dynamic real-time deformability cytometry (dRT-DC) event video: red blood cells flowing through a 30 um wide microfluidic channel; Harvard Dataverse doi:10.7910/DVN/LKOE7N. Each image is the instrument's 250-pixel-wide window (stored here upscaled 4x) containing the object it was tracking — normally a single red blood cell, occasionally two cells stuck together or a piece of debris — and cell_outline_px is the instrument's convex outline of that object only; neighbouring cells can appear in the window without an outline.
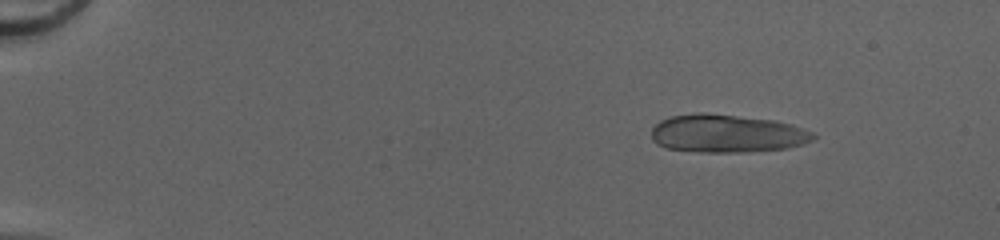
{"species": "common noctule bat (a hibernating species)", "species_latin": "Nyctalus noctula", "temperature_condition": "cold", "stored_images_in_passage": 51, "camera_frame_rate_fps": 3000, "um_per_image_px": 0.085, "animal": {"sex": "female", "body_mass_g": 20.0, "forearm_length_mm": 54.0}, "frame": {"image": 1, "passage_image": 7, "time_ms": 2.0, "image_size_px": [1000, 240], "cell_outline_px": [[816, 136], [812, 140], [804, 144], [788, 148], [748, 152], [700, 152], [664, 148], [656, 144], [652, 140], [652, 128], [660, 120], [672, 116], [696, 112], [704, 112], [772, 120], [792, 124], [812, 132]], "centroid_in_image_um": [61.77, 11.35], "position_along_channel_um": 23.2, "area_um2": 36.07}}
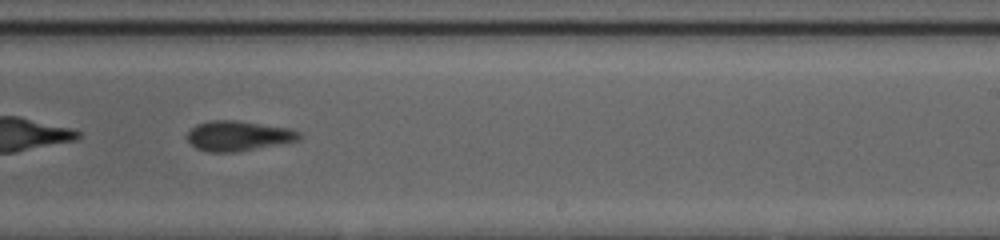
{"frame": {"image": 2, "passage_image": 34, "time_ms": 11.0, "image_size_px": [1000, 240], "cell_outline_px": [[304, 136], [300, 140], [280, 144], [236, 152], [208, 152], [196, 148], [188, 140], [188, 132], [196, 124], [208, 120], [236, 120], [292, 128], [300, 132]], "centroid_in_image_um": [20.3, 11.54], "position_along_channel_um": 268.7, "area_um2": 19.83}}
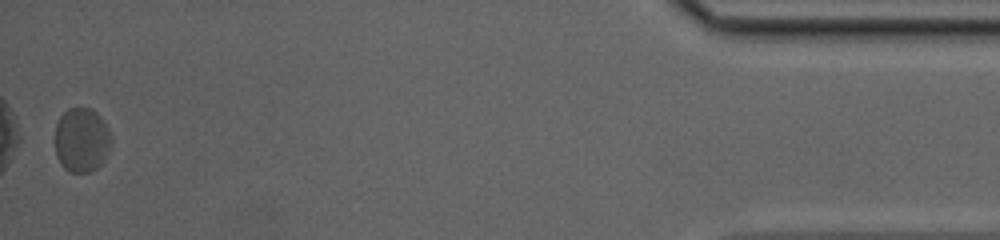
{"frame": {"image": 3, "passage_image": 51, "time_ms": 16.667, "image_size_px": [1000, 240], "cell_outline_px": [[112, 144], [104, 160], [96, 168], [88, 172], [68, 172], [60, 164], [56, 156], [56, 124], [60, 116], [68, 108], [92, 108], [100, 116], [108, 128], [112, 136]], "centroid_in_image_um": [6.95, 11.9], "position_along_channel_um": 428.2, "area_um2": 21.27}, "authors_computed_cell_mechanics": {"area_um2": 20.6924, "velocity_mm_per_s": 4.151, "shape_relaxation_time_tau1_ms": 4.6179, "shape_relaxation_time_tau2_ms": 2.8457, "deformation_change_tau1": 0.0957, "deformation_change_tau2": 0.1005}}